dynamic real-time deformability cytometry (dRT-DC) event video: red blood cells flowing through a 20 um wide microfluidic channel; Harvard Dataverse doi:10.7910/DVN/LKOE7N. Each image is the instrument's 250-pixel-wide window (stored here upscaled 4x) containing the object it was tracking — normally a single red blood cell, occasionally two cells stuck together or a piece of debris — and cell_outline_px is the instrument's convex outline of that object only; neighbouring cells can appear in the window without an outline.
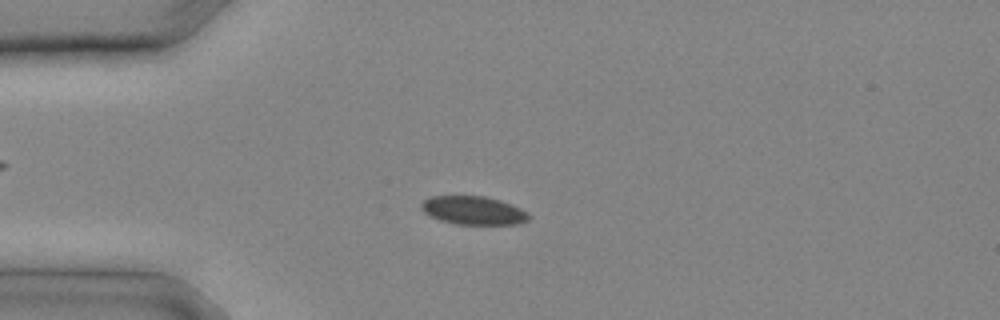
{"species": "common noctule bat (a hibernating species)", "species_latin": "Nyctalus noctula", "temperature_condition": "cold", "stored_images_in_passage": 17, "camera_frame_rate_fps": 3000, "um_per_image_px": 0.085, "animal": {"sex": "male", "body_mass_g": 20.4}, "frame": {"image": 1, "passage_image": 6, "time_ms": 1.667, "image_size_px": [1000, 320], "cell_outline_px": [[532, 216], [528, 220], [516, 224], [456, 224], [440, 220], [424, 212], [420, 208], [420, 204], [424, 200], [432, 196], [484, 196], [500, 200], [512, 204], [528, 212]], "centroid_in_image_um": [40.26, 17.88], "position_along_channel_um": 44.7, "area_um2": 17.8}}
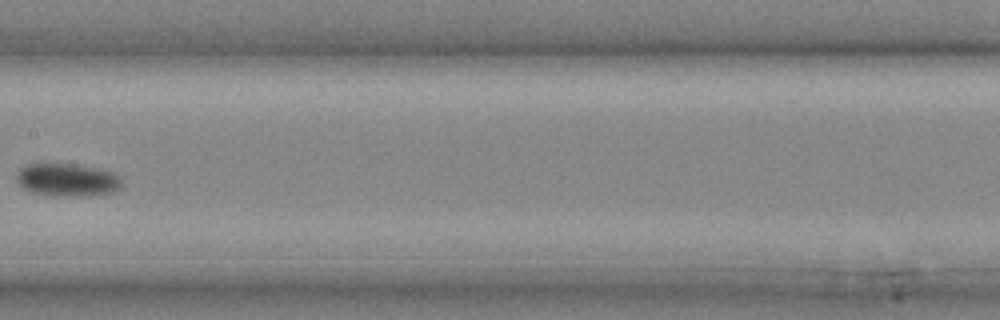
{"frame": {"image": 2, "passage_image": 13, "time_ms": 4.0, "image_size_px": [1000, 320], "cell_outline_px": [[124, 184], [116, 192], [92, 196], [52, 196], [32, 192], [24, 188], [16, 180], [16, 172], [24, 164], [72, 164], [100, 168], [112, 172], [120, 176]], "centroid_in_image_um": [5.77, 15.3], "position_along_channel_um": 201.6, "area_um2": 20.63}}
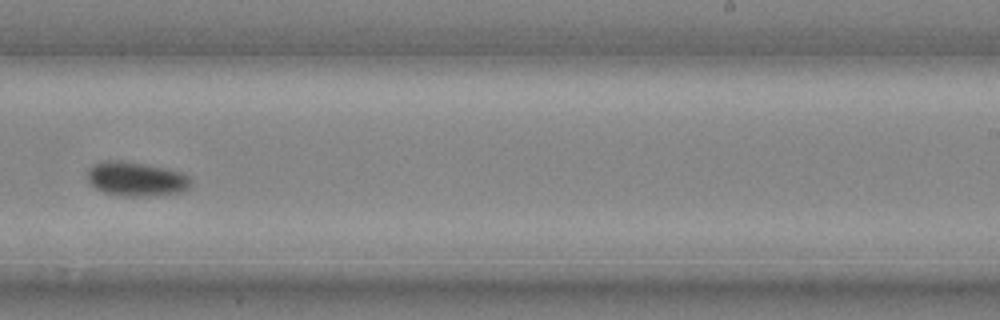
{"frame": {"image": 3, "passage_image": 16, "time_ms": 5.0, "image_size_px": [1000, 320], "cell_outline_px": [[192, 184], [184, 192], [148, 196], [124, 196], [104, 192], [96, 188], [88, 180], [88, 168], [92, 164], [100, 160], [120, 160], [168, 168], [180, 172], [188, 176]], "centroid_in_image_um": [11.57, 15.2], "position_along_channel_um": 277.4, "area_um2": 20.81}}